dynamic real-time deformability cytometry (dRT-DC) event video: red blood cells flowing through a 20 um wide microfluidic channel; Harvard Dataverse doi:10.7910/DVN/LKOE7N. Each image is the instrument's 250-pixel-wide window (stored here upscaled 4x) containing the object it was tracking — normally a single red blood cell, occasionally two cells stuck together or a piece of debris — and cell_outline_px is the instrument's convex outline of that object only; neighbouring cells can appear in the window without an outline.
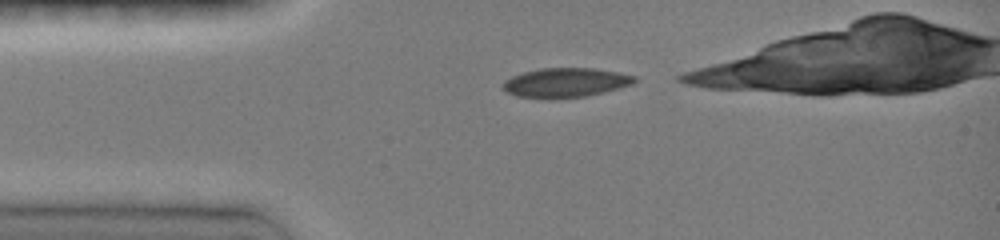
{"species": "common noctule bat (a hibernating species)", "species_latin": "Nyctalus noctula", "temperature_condition": "room temperature", "stored_images_in_passage": 4, "camera_frame_rate_fps": 3000, "um_per_image_px": 0.085, "animal": {"sex": "female", "body_mass_g": 19.0, "forearm_length_mm": 51.5}, "frame": {"image": 1, "passage_image": 1, "time_ms": 0.0, "image_size_px": [1000, 240], "cell_outline_px": [[636, 80], [632, 84], [620, 88], [584, 96], [556, 100], [516, 96], [508, 92], [500, 84], [504, 80], [512, 76], [524, 72], [540, 68], [592, 68], [620, 72], [636, 76]], "centroid_in_image_um": [48.05, 7.03], "position_along_channel_um": 36.9, "area_um2": 22.77}}